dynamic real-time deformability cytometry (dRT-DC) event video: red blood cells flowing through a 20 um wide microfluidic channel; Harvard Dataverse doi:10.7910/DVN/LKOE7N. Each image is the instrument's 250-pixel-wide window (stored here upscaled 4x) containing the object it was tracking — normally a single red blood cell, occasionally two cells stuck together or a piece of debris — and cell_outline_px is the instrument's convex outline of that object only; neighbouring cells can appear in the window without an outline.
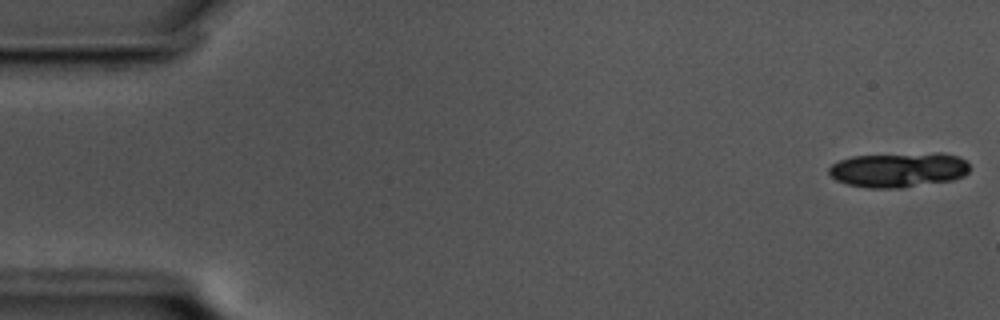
{"species": "common noctule bat (a hibernating species)", "species_latin": "Nyctalus noctula", "temperature_condition": "cold", "stored_images_in_passage": 13, "camera_frame_rate_fps": 3000, "um_per_image_px": 0.085, "animal": {"sex": "male", "body_mass_g": 17.5, "forearm_length_mm": 52.3}, "frame": {"image": 1, "passage_image": 1, "time_ms": 0.0, "image_size_px": [1000, 320], "cell_outline_px": [[972, 168], [964, 176], [952, 180], [900, 188], [868, 188], [848, 184], [836, 180], [828, 172], [828, 168], [832, 164], [840, 160], [852, 156], [936, 152], [940, 152], [960, 156], [968, 160]], "centroid_in_image_um": [76.45, 14.42], "position_along_channel_um": 8.6, "area_um2": 28.96}}